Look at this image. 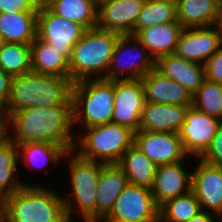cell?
Instances as JSON below:
<instances>
[{"instance_id":"obj_11","label":"cell","mask_w":222,"mask_h":222,"mask_svg":"<svg viewBox=\"0 0 222 222\" xmlns=\"http://www.w3.org/2000/svg\"><path fill=\"white\" fill-rule=\"evenodd\" d=\"M145 102L141 79L114 81V110L111 122L136 133L140 127Z\"/></svg>"},{"instance_id":"obj_34","label":"cell","mask_w":222,"mask_h":222,"mask_svg":"<svg viewBox=\"0 0 222 222\" xmlns=\"http://www.w3.org/2000/svg\"><path fill=\"white\" fill-rule=\"evenodd\" d=\"M199 159L213 166L222 167V123L218 127L211 144Z\"/></svg>"},{"instance_id":"obj_31","label":"cell","mask_w":222,"mask_h":222,"mask_svg":"<svg viewBox=\"0 0 222 222\" xmlns=\"http://www.w3.org/2000/svg\"><path fill=\"white\" fill-rule=\"evenodd\" d=\"M201 211L192 191L166 201L159 207V222H187Z\"/></svg>"},{"instance_id":"obj_19","label":"cell","mask_w":222,"mask_h":222,"mask_svg":"<svg viewBox=\"0 0 222 222\" xmlns=\"http://www.w3.org/2000/svg\"><path fill=\"white\" fill-rule=\"evenodd\" d=\"M155 69L163 76L179 83L192 96L205 80L204 65L185 60L175 53L158 58L155 61Z\"/></svg>"},{"instance_id":"obj_15","label":"cell","mask_w":222,"mask_h":222,"mask_svg":"<svg viewBox=\"0 0 222 222\" xmlns=\"http://www.w3.org/2000/svg\"><path fill=\"white\" fill-rule=\"evenodd\" d=\"M193 171L191 191L199 201L201 211L208 208L207 211L222 219V167L200 159Z\"/></svg>"},{"instance_id":"obj_22","label":"cell","mask_w":222,"mask_h":222,"mask_svg":"<svg viewBox=\"0 0 222 222\" xmlns=\"http://www.w3.org/2000/svg\"><path fill=\"white\" fill-rule=\"evenodd\" d=\"M184 28L178 21L160 23L140 30L135 37L147 48L156 61L175 52L177 42Z\"/></svg>"},{"instance_id":"obj_36","label":"cell","mask_w":222,"mask_h":222,"mask_svg":"<svg viewBox=\"0 0 222 222\" xmlns=\"http://www.w3.org/2000/svg\"><path fill=\"white\" fill-rule=\"evenodd\" d=\"M38 11L31 0H0V13Z\"/></svg>"},{"instance_id":"obj_25","label":"cell","mask_w":222,"mask_h":222,"mask_svg":"<svg viewBox=\"0 0 222 222\" xmlns=\"http://www.w3.org/2000/svg\"><path fill=\"white\" fill-rule=\"evenodd\" d=\"M117 165L124 171L128 184L152 188L158 166L134 143L125 151Z\"/></svg>"},{"instance_id":"obj_32","label":"cell","mask_w":222,"mask_h":222,"mask_svg":"<svg viewBox=\"0 0 222 222\" xmlns=\"http://www.w3.org/2000/svg\"><path fill=\"white\" fill-rule=\"evenodd\" d=\"M0 69L12 77L31 72L30 45L5 42L0 49Z\"/></svg>"},{"instance_id":"obj_39","label":"cell","mask_w":222,"mask_h":222,"mask_svg":"<svg viewBox=\"0 0 222 222\" xmlns=\"http://www.w3.org/2000/svg\"><path fill=\"white\" fill-rule=\"evenodd\" d=\"M214 215L217 216L216 218L220 219L221 222V218H219L218 215L208 211H200L196 216L192 217L187 222H217L218 220H215Z\"/></svg>"},{"instance_id":"obj_4","label":"cell","mask_w":222,"mask_h":222,"mask_svg":"<svg viewBox=\"0 0 222 222\" xmlns=\"http://www.w3.org/2000/svg\"><path fill=\"white\" fill-rule=\"evenodd\" d=\"M120 36L118 33L99 27L87 29L72 48L69 59V78L73 82L105 78Z\"/></svg>"},{"instance_id":"obj_13","label":"cell","mask_w":222,"mask_h":222,"mask_svg":"<svg viewBox=\"0 0 222 222\" xmlns=\"http://www.w3.org/2000/svg\"><path fill=\"white\" fill-rule=\"evenodd\" d=\"M134 144L157 166L172 164L188 157L178 133L138 130Z\"/></svg>"},{"instance_id":"obj_33","label":"cell","mask_w":222,"mask_h":222,"mask_svg":"<svg viewBox=\"0 0 222 222\" xmlns=\"http://www.w3.org/2000/svg\"><path fill=\"white\" fill-rule=\"evenodd\" d=\"M192 106L222 120V84L205 79L193 95Z\"/></svg>"},{"instance_id":"obj_46","label":"cell","mask_w":222,"mask_h":222,"mask_svg":"<svg viewBox=\"0 0 222 222\" xmlns=\"http://www.w3.org/2000/svg\"><path fill=\"white\" fill-rule=\"evenodd\" d=\"M3 221V214H2V211H1V208H0V222Z\"/></svg>"},{"instance_id":"obj_35","label":"cell","mask_w":222,"mask_h":222,"mask_svg":"<svg viewBox=\"0 0 222 222\" xmlns=\"http://www.w3.org/2000/svg\"><path fill=\"white\" fill-rule=\"evenodd\" d=\"M205 79L222 84V46L204 64Z\"/></svg>"},{"instance_id":"obj_14","label":"cell","mask_w":222,"mask_h":222,"mask_svg":"<svg viewBox=\"0 0 222 222\" xmlns=\"http://www.w3.org/2000/svg\"><path fill=\"white\" fill-rule=\"evenodd\" d=\"M221 46L220 34L215 25L190 27L181 32L174 53L185 60L204 65Z\"/></svg>"},{"instance_id":"obj_38","label":"cell","mask_w":222,"mask_h":222,"mask_svg":"<svg viewBox=\"0 0 222 222\" xmlns=\"http://www.w3.org/2000/svg\"><path fill=\"white\" fill-rule=\"evenodd\" d=\"M9 128H11L10 118H0V146H3L11 141Z\"/></svg>"},{"instance_id":"obj_9","label":"cell","mask_w":222,"mask_h":222,"mask_svg":"<svg viewBox=\"0 0 222 222\" xmlns=\"http://www.w3.org/2000/svg\"><path fill=\"white\" fill-rule=\"evenodd\" d=\"M87 29L77 22L54 14L49 8L37 13V38L48 43L68 60L73 46L81 39Z\"/></svg>"},{"instance_id":"obj_29","label":"cell","mask_w":222,"mask_h":222,"mask_svg":"<svg viewBox=\"0 0 222 222\" xmlns=\"http://www.w3.org/2000/svg\"><path fill=\"white\" fill-rule=\"evenodd\" d=\"M18 154L24 157L25 165L43 168L48 163L57 164L68 152L64 147L47 142L16 143Z\"/></svg>"},{"instance_id":"obj_28","label":"cell","mask_w":222,"mask_h":222,"mask_svg":"<svg viewBox=\"0 0 222 222\" xmlns=\"http://www.w3.org/2000/svg\"><path fill=\"white\" fill-rule=\"evenodd\" d=\"M19 156L18 147L12 140L0 146V202L25 185L18 178L14 179Z\"/></svg>"},{"instance_id":"obj_5","label":"cell","mask_w":222,"mask_h":222,"mask_svg":"<svg viewBox=\"0 0 222 222\" xmlns=\"http://www.w3.org/2000/svg\"><path fill=\"white\" fill-rule=\"evenodd\" d=\"M72 156H71V155ZM74 154V155H73ZM70 156L69 170L71 192L63 195L67 219L73 222L72 217L75 205L77 214L84 222L96 221V186L104 164L80 157L75 151H68ZM72 197V198H71ZM75 201V202H73Z\"/></svg>"},{"instance_id":"obj_16","label":"cell","mask_w":222,"mask_h":222,"mask_svg":"<svg viewBox=\"0 0 222 222\" xmlns=\"http://www.w3.org/2000/svg\"><path fill=\"white\" fill-rule=\"evenodd\" d=\"M145 0H109L98 6L97 27L118 33L133 35L134 28Z\"/></svg>"},{"instance_id":"obj_21","label":"cell","mask_w":222,"mask_h":222,"mask_svg":"<svg viewBox=\"0 0 222 222\" xmlns=\"http://www.w3.org/2000/svg\"><path fill=\"white\" fill-rule=\"evenodd\" d=\"M127 185V177L117 164L102 166L95 190L96 220L110 214L116 199Z\"/></svg>"},{"instance_id":"obj_30","label":"cell","mask_w":222,"mask_h":222,"mask_svg":"<svg viewBox=\"0 0 222 222\" xmlns=\"http://www.w3.org/2000/svg\"><path fill=\"white\" fill-rule=\"evenodd\" d=\"M177 20L176 0H145L134 28V36L142 29Z\"/></svg>"},{"instance_id":"obj_45","label":"cell","mask_w":222,"mask_h":222,"mask_svg":"<svg viewBox=\"0 0 222 222\" xmlns=\"http://www.w3.org/2000/svg\"><path fill=\"white\" fill-rule=\"evenodd\" d=\"M4 43H5V41H4V39H3V37H2V35L0 33V49L4 45Z\"/></svg>"},{"instance_id":"obj_7","label":"cell","mask_w":222,"mask_h":222,"mask_svg":"<svg viewBox=\"0 0 222 222\" xmlns=\"http://www.w3.org/2000/svg\"><path fill=\"white\" fill-rule=\"evenodd\" d=\"M74 125L85 128L111 122L114 110V81L104 78L84 79L72 87Z\"/></svg>"},{"instance_id":"obj_12","label":"cell","mask_w":222,"mask_h":222,"mask_svg":"<svg viewBox=\"0 0 222 222\" xmlns=\"http://www.w3.org/2000/svg\"><path fill=\"white\" fill-rule=\"evenodd\" d=\"M222 120L190 106L185 122L178 130V137L187 156L200 158L211 144Z\"/></svg>"},{"instance_id":"obj_43","label":"cell","mask_w":222,"mask_h":222,"mask_svg":"<svg viewBox=\"0 0 222 222\" xmlns=\"http://www.w3.org/2000/svg\"><path fill=\"white\" fill-rule=\"evenodd\" d=\"M95 222H118V221H115V220L108 218L106 216V217H102V218L97 219Z\"/></svg>"},{"instance_id":"obj_3","label":"cell","mask_w":222,"mask_h":222,"mask_svg":"<svg viewBox=\"0 0 222 222\" xmlns=\"http://www.w3.org/2000/svg\"><path fill=\"white\" fill-rule=\"evenodd\" d=\"M5 222H69L63 196L40 185H25L0 202Z\"/></svg>"},{"instance_id":"obj_41","label":"cell","mask_w":222,"mask_h":222,"mask_svg":"<svg viewBox=\"0 0 222 222\" xmlns=\"http://www.w3.org/2000/svg\"><path fill=\"white\" fill-rule=\"evenodd\" d=\"M215 26L218 29V32H219L220 38H221V42H222V4H221L219 12H218L217 21H216Z\"/></svg>"},{"instance_id":"obj_20","label":"cell","mask_w":222,"mask_h":222,"mask_svg":"<svg viewBox=\"0 0 222 222\" xmlns=\"http://www.w3.org/2000/svg\"><path fill=\"white\" fill-rule=\"evenodd\" d=\"M190 106L145 102L139 130L177 133L185 122Z\"/></svg>"},{"instance_id":"obj_1","label":"cell","mask_w":222,"mask_h":222,"mask_svg":"<svg viewBox=\"0 0 222 222\" xmlns=\"http://www.w3.org/2000/svg\"><path fill=\"white\" fill-rule=\"evenodd\" d=\"M10 126L15 134L14 143L47 142L58 144L67 151L74 150L76 136L74 128L73 98L56 107H33L13 112Z\"/></svg>"},{"instance_id":"obj_10","label":"cell","mask_w":222,"mask_h":222,"mask_svg":"<svg viewBox=\"0 0 222 222\" xmlns=\"http://www.w3.org/2000/svg\"><path fill=\"white\" fill-rule=\"evenodd\" d=\"M107 217L118 222H159V207L151 189L128 184Z\"/></svg>"},{"instance_id":"obj_23","label":"cell","mask_w":222,"mask_h":222,"mask_svg":"<svg viewBox=\"0 0 222 222\" xmlns=\"http://www.w3.org/2000/svg\"><path fill=\"white\" fill-rule=\"evenodd\" d=\"M38 11L0 13V33L5 42L31 45L37 38Z\"/></svg>"},{"instance_id":"obj_17","label":"cell","mask_w":222,"mask_h":222,"mask_svg":"<svg viewBox=\"0 0 222 222\" xmlns=\"http://www.w3.org/2000/svg\"><path fill=\"white\" fill-rule=\"evenodd\" d=\"M183 165L184 160L157 167L151 192L158 207L191 191L192 172L186 173Z\"/></svg>"},{"instance_id":"obj_26","label":"cell","mask_w":222,"mask_h":222,"mask_svg":"<svg viewBox=\"0 0 222 222\" xmlns=\"http://www.w3.org/2000/svg\"><path fill=\"white\" fill-rule=\"evenodd\" d=\"M30 56L33 72L69 77V60L41 39L36 38L30 45Z\"/></svg>"},{"instance_id":"obj_27","label":"cell","mask_w":222,"mask_h":222,"mask_svg":"<svg viewBox=\"0 0 222 222\" xmlns=\"http://www.w3.org/2000/svg\"><path fill=\"white\" fill-rule=\"evenodd\" d=\"M48 8L54 14L77 22L86 29L97 27L98 6L94 0H55Z\"/></svg>"},{"instance_id":"obj_2","label":"cell","mask_w":222,"mask_h":222,"mask_svg":"<svg viewBox=\"0 0 222 222\" xmlns=\"http://www.w3.org/2000/svg\"><path fill=\"white\" fill-rule=\"evenodd\" d=\"M73 81L69 77L40 74L33 71L13 76L6 102L9 116L16 111L33 107H56L72 97Z\"/></svg>"},{"instance_id":"obj_18","label":"cell","mask_w":222,"mask_h":222,"mask_svg":"<svg viewBox=\"0 0 222 222\" xmlns=\"http://www.w3.org/2000/svg\"><path fill=\"white\" fill-rule=\"evenodd\" d=\"M145 101L164 105L192 106L193 96L179 83L163 76L155 68L142 79Z\"/></svg>"},{"instance_id":"obj_8","label":"cell","mask_w":222,"mask_h":222,"mask_svg":"<svg viewBox=\"0 0 222 222\" xmlns=\"http://www.w3.org/2000/svg\"><path fill=\"white\" fill-rule=\"evenodd\" d=\"M129 42H133V48L128 44ZM135 44V46H134ZM138 48V50H137ZM141 48V52L139 51ZM130 49H135L137 53L132 55L134 52H129ZM124 53H131L122 58L123 51ZM128 50V51H127ZM140 53H139V52ZM140 55V56H139ZM135 56V57H134ZM134 57V58H133ZM122 58V59H121ZM134 60H133V59ZM131 59V61H129ZM155 68V60L149 54L147 48L133 35H121L118 39V42L115 46L111 63L109 69L107 71V75L104 79L116 81V80H133V79H142L146 76L151 70ZM127 73L128 76L121 78L122 75Z\"/></svg>"},{"instance_id":"obj_44","label":"cell","mask_w":222,"mask_h":222,"mask_svg":"<svg viewBox=\"0 0 222 222\" xmlns=\"http://www.w3.org/2000/svg\"><path fill=\"white\" fill-rule=\"evenodd\" d=\"M95 1V4L97 6H99L100 4H102L103 2H106V1H109V0H94Z\"/></svg>"},{"instance_id":"obj_37","label":"cell","mask_w":222,"mask_h":222,"mask_svg":"<svg viewBox=\"0 0 222 222\" xmlns=\"http://www.w3.org/2000/svg\"><path fill=\"white\" fill-rule=\"evenodd\" d=\"M12 76L0 69V99L5 103L8 101L10 95Z\"/></svg>"},{"instance_id":"obj_6","label":"cell","mask_w":222,"mask_h":222,"mask_svg":"<svg viewBox=\"0 0 222 222\" xmlns=\"http://www.w3.org/2000/svg\"><path fill=\"white\" fill-rule=\"evenodd\" d=\"M85 129L86 133L77 135L79 138H76L77 143L73 151H77L76 153L84 159L104 165L117 164L134 143V132L116 123L110 122Z\"/></svg>"},{"instance_id":"obj_24","label":"cell","mask_w":222,"mask_h":222,"mask_svg":"<svg viewBox=\"0 0 222 222\" xmlns=\"http://www.w3.org/2000/svg\"><path fill=\"white\" fill-rule=\"evenodd\" d=\"M222 0H176L177 20L183 28L216 24Z\"/></svg>"},{"instance_id":"obj_40","label":"cell","mask_w":222,"mask_h":222,"mask_svg":"<svg viewBox=\"0 0 222 222\" xmlns=\"http://www.w3.org/2000/svg\"><path fill=\"white\" fill-rule=\"evenodd\" d=\"M55 0H31L37 10L48 8Z\"/></svg>"},{"instance_id":"obj_42","label":"cell","mask_w":222,"mask_h":222,"mask_svg":"<svg viewBox=\"0 0 222 222\" xmlns=\"http://www.w3.org/2000/svg\"><path fill=\"white\" fill-rule=\"evenodd\" d=\"M0 118H10L6 110V103L0 99Z\"/></svg>"}]
</instances>
